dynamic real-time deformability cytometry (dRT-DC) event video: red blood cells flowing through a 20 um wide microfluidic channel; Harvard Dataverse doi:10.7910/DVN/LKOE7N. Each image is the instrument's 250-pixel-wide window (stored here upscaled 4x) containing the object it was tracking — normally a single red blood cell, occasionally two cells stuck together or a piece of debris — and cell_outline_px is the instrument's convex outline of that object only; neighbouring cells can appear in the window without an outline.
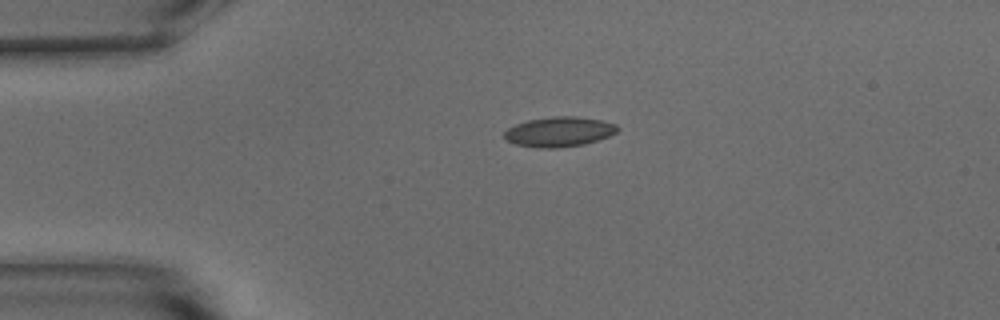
{"species": "common noctule bat (a hibernating species)", "species_latin": "Nyctalus noctula", "temperature_condition": "warm", "stored_images_in_passage": 42, "camera_frame_rate_fps": 3000, "um_per_image_px": 0.085, "animal": {"sex": "male", "body_mass_g": 15.6}, "frame": {"image": 1, "passage_image": 1, "time_ms": 0.0, "image_size_px": [1000, 320], "cell_outline_px": [[620, 128], [616, 132], [608, 136], [584, 144], [556, 148], [536, 148], [516, 144], [504, 140], [504, 132], [508, 128], [516, 124], [528, 120], [552, 116], [576, 116], [600, 120], [616, 124]], "centroid_in_image_um": [47.5, 11.2], "position_along_channel_um": 37.5, "area_um2": 19.71}}
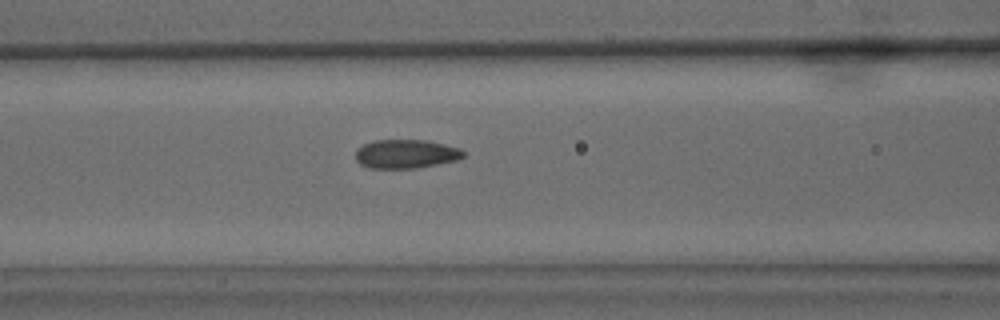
{"frame": {"image": 2, "passage_image": 11, "time_ms": 3.333, "image_size_px": [1000, 320], "cell_outline_px": [[464, 156], [456, 160], [416, 168], [368, 168], [360, 164], [356, 160], [356, 148], [372, 140], [428, 140], [460, 148], [464, 152]], "centroid_in_image_um": [34.47, 13.07], "position_along_channel_um": 132.1, "area_um2": 18.15}}
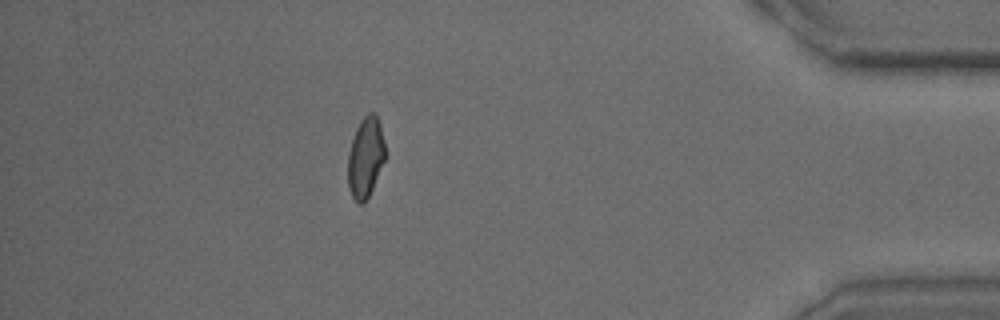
{"frame": {"image": 3, "passage_image": 36, "time_ms": 11.667, "image_size_px": [1000, 320], "cell_outline_px": [[384, 160], [372, 188], [364, 204], [360, 204], [352, 196], [348, 188], [348, 152], [356, 128], [360, 120], [368, 112], [376, 112], [380, 124], [384, 140]], "centroid_in_image_um": [31.05, 13.34], "position_along_channel_um": 404.1, "area_um2": 17.34}, "authors_computed_cell_mechanics": {"area_um2": 18.1781, "velocity_mm_per_s": 3.8025, "shape_relaxation_time_tau1_ms": null, "shape_relaxation_time_tau2_ms": 0.8808, "deformation_change_tau1": null, "deformation_change_tau2": 0.0358}}